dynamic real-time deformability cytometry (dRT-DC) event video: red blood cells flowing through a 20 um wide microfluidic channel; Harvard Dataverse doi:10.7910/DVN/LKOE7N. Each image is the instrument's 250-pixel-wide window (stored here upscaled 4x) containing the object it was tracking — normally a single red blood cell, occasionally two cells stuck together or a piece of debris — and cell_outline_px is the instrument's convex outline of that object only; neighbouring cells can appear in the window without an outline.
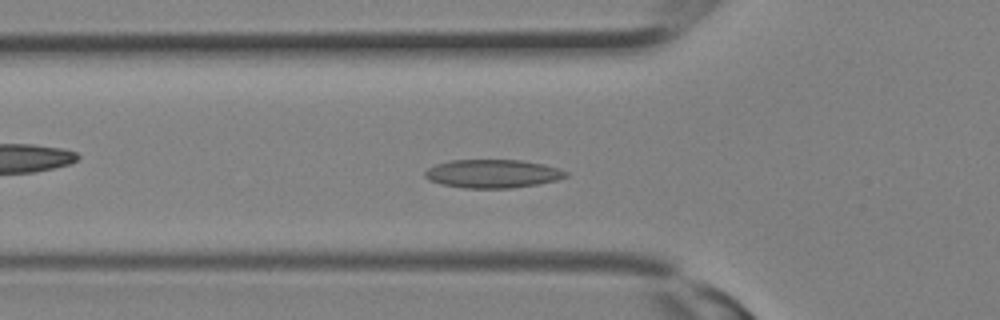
{"species": "Egyptian fruit bat (a non-hibernating species)", "species_latin": "Rousettus aegyptiacus", "temperature_condition": "room temperature", "stored_images_in_passage": 25, "camera_frame_rate_fps": 3000, "um_per_image_px": 0.085, "animal": {"sex": "female"}, "frame": {"image": 1, "passage_image": 9, "time_ms": 2.667, "image_size_px": [1000, 320], "cell_outline_px": [[568, 176], [556, 180], [536, 184], [512, 188], [464, 188], [440, 184], [428, 180], [424, 176], [424, 172], [428, 168], [436, 164], [452, 160], [520, 160], [544, 164], [560, 168], [568, 172]], "centroid_in_image_um": [41.87, 14.76], "position_along_channel_um": 83.9, "area_um2": 23.41}}
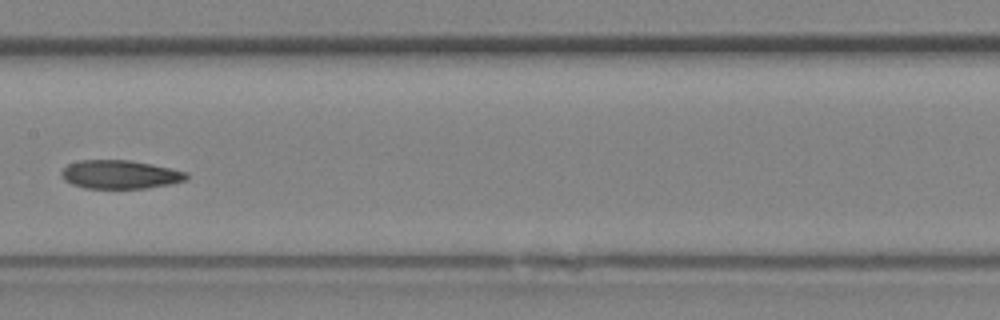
{"frame": {"image": 2, "passage_image": 14, "time_ms": 4.333, "image_size_px": [1000, 320], "cell_outline_px": [[188, 180], [148, 188], [84, 188], [72, 184], [64, 180], [60, 172], [68, 164], [80, 160], [128, 160], [152, 164], [188, 172]], "centroid_in_image_um": [10.21, 14.83], "position_along_channel_um": 197.2, "area_um2": 20.81}}
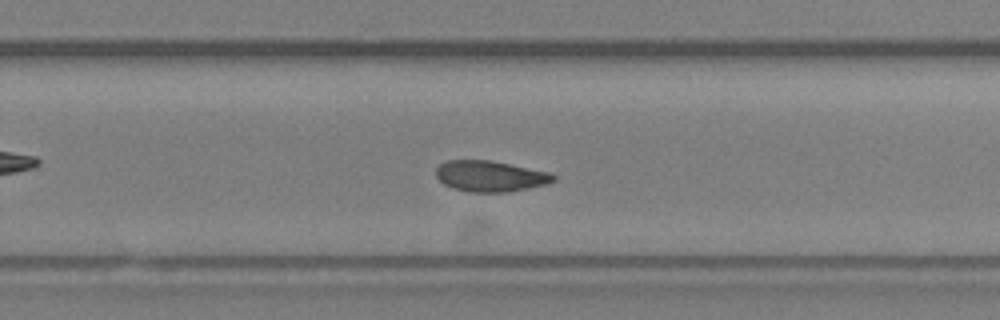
{"frame": {"image": 3, "passage_image": 18, "time_ms": 5.667, "image_size_px": [1000, 320], "cell_outline_px": [[556, 180], [548, 184], [508, 192], [468, 192], [452, 188], [444, 184], [436, 176], [436, 168], [440, 164], [448, 160], [492, 160], [548, 172], [556, 176]], "centroid_in_image_um": [41.67, 14.98], "position_along_channel_um": 288.1, "area_um2": 21.21}}